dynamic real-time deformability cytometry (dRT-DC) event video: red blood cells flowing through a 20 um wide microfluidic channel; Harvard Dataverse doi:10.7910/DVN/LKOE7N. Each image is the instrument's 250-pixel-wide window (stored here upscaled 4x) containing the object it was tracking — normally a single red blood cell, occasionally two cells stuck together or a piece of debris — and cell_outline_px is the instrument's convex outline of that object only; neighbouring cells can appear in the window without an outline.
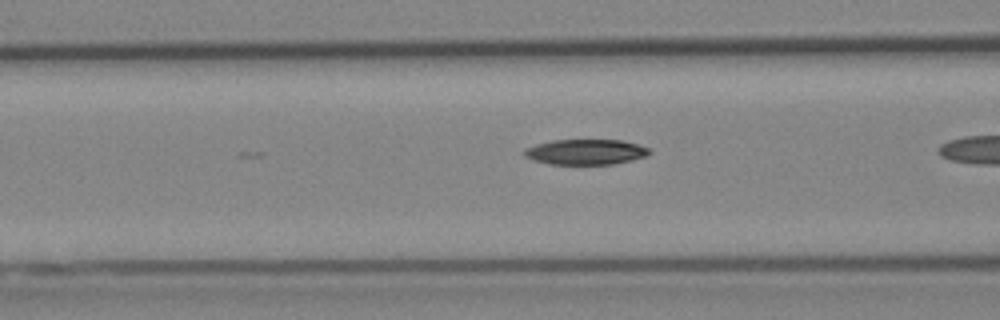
{"species": "Egyptian fruit bat (a non-hibernating species)", "species_latin": "Rousettus aegyptiacus", "temperature_condition": "cold", "stored_images_in_passage": 14, "camera_frame_rate_fps": 3000, "um_per_image_px": 0.085, "animal": {"sex": "female"}, "frame": {"image": 1, "passage_image": 7, "time_ms": 2.0, "image_size_px": [1000, 320], "cell_outline_px": [[652, 152], [644, 156], [632, 160], [612, 164], [548, 164], [532, 160], [524, 156], [524, 148], [536, 144], [552, 140], [624, 140], [648, 148]], "centroid_in_image_um": [49.74, 12.91], "position_along_channel_um": 116.9, "area_um2": 18.5}}
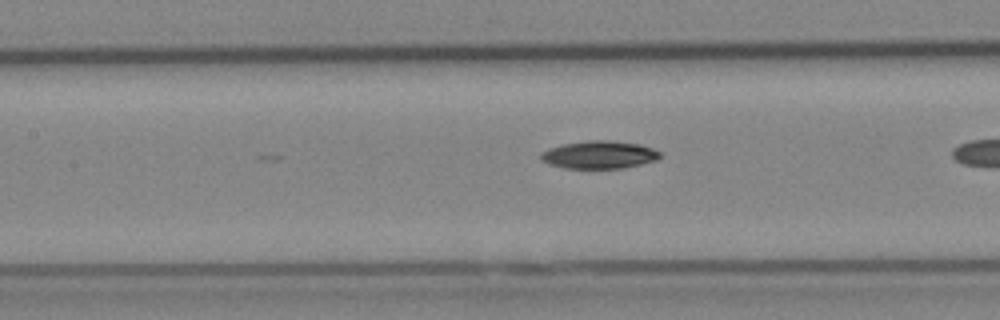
{"frame": {"image": 2, "passage_image": 10, "time_ms": 3.0, "image_size_px": [1000, 320], "cell_outline_px": [[660, 156], [656, 160], [640, 164], [620, 168], [564, 168], [548, 164], [540, 160], [540, 152], [548, 148], [560, 144], [588, 140], [608, 140], [640, 144], [652, 148], [660, 152]], "centroid_in_image_um": [50.86, 13.14], "position_along_channel_um": 156.5, "area_um2": 19.36}}